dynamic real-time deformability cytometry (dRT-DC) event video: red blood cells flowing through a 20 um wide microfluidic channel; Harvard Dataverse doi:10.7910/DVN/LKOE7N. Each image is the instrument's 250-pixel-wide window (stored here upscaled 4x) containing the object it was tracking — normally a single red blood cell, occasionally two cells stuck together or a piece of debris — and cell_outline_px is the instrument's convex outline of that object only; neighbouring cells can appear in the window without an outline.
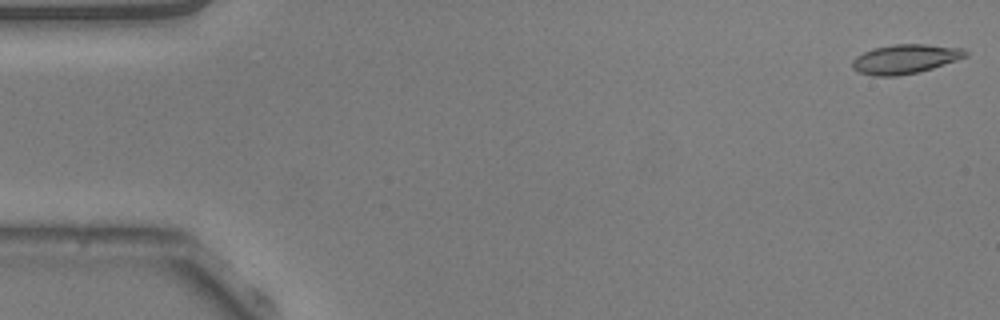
{"species": "common noctule bat (a hibernating species)", "species_latin": "Nyctalus noctula", "temperature_condition": "warm", "stored_images_in_passage": 53, "camera_frame_rate_fps": 3000, "um_per_image_px": 0.085, "animal": {"sex": "male", "body_mass_g": 20.5, "forearm_length_mm": 52.5}, "frame": {"image": 1, "passage_image": 1, "time_ms": 0.0, "image_size_px": [1000, 320], "cell_outline_px": [[968, 56], [932, 68], [916, 72], [896, 76], [876, 76], [860, 72], [852, 68], [852, 60], [856, 56], [872, 48], [892, 44], [924, 44], [964, 48], [968, 52]], "centroid_in_image_um": [76.94, 5.0], "position_along_channel_um": 8.1, "area_um2": 19.25}}
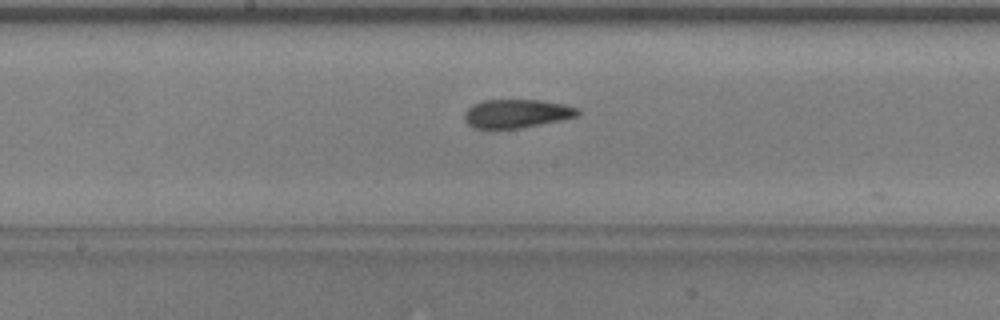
{"frame": {"image": 2, "passage_image": 27, "time_ms": 8.667, "image_size_px": [1000, 320], "cell_outline_px": [[580, 112], [576, 116], [560, 120], [520, 128], [472, 128], [464, 120], [464, 112], [472, 104], [484, 100], [540, 100], [564, 104], [580, 108]], "centroid_in_image_um": [43.89, 9.64], "position_along_channel_um": 204.3, "area_um2": 18.84}}
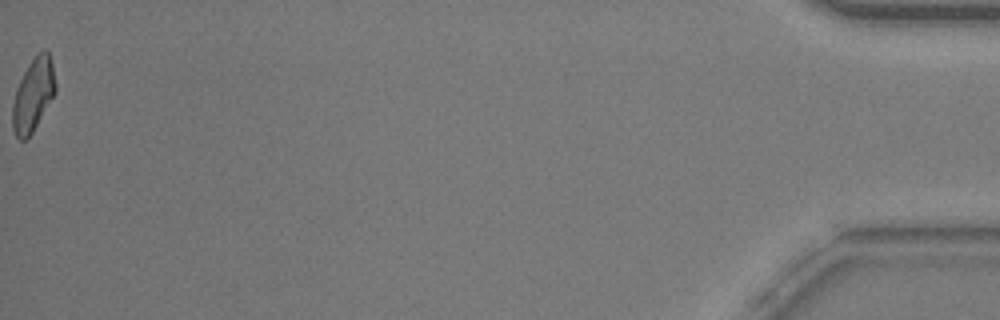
{"frame": {"image": 3, "passage_image": 53, "time_ms": 17.333, "image_size_px": [1000, 320], "cell_outline_px": [[56, 92], [32, 132], [24, 140], [20, 140], [16, 136], [12, 128], [12, 104], [16, 88], [24, 72], [32, 60], [44, 48], [48, 48], [52, 64], [56, 84]], "centroid_in_image_um": [2.82, 8.05], "position_along_channel_um": 432.4, "area_um2": 18.09}, "authors_computed_cell_mechanics": {"area_um2": 19.1318, "velocity_mm_per_s": 3.8235, "shape_relaxation_time_tau1_ms": 9.1346, "shape_relaxation_time_tau2_ms": 2.5921, "deformation_change_tau1": 0.1909, "deformation_change_tau2": 0.1089}}